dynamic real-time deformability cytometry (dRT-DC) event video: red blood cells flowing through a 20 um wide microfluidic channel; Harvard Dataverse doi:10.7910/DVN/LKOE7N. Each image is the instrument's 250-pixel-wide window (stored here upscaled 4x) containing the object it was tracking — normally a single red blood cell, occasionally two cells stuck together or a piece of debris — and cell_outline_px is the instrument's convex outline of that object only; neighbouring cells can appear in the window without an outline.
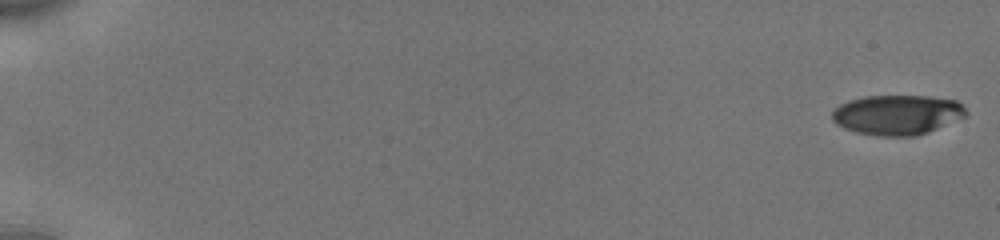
{"species": "human", "species_latin": "Homo sapiens", "temperature_condition": "cold", "stored_images_in_passage": 55, "camera_frame_rate_fps": 3000, "um_per_image_px": 0.085, "donor": {"sex": "male"}, "frame": {"image": 1, "passage_image": 1, "time_ms": 0.0, "image_size_px": [1000, 240], "cell_outline_px": [[968, 112], [964, 116], [928, 132], [916, 136], [876, 136], [856, 132], [844, 128], [836, 124], [832, 120], [832, 108], [848, 100], [864, 96], [928, 96], [956, 100]], "centroid_in_image_um": [76.2, 9.75], "position_along_channel_um": 8.8, "area_um2": 31.15}}
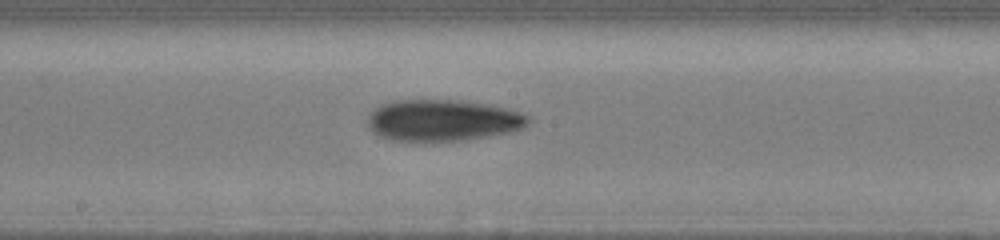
{"frame": {"image": 2, "passage_image": 32, "time_ms": 10.333, "image_size_px": [1000, 240], "cell_outline_px": [[528, 124], [524, 128], [512, 132], [464, 140], [432, 144], [392, 140], [380, 136], [372, 132], [368, 128], [368, 116], [376, 108], [384, 104], [396, 100], [464, 100], [488, 104], [520, 112], [528, 116]], "centroid_in_image_um": [37.62, 10.27], "position_along_channel_um": 210.6, "area_um2": 39.59}}
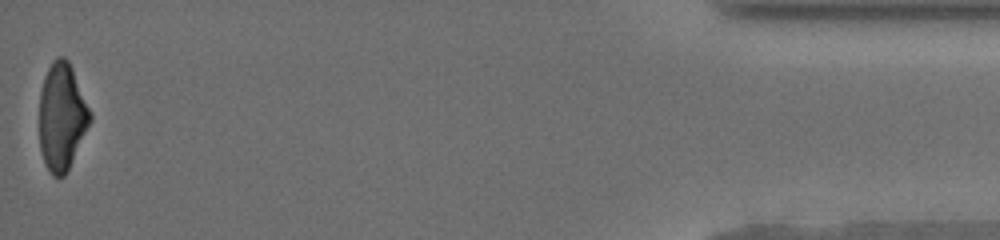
{"frame": {"image": 3, "passage_image": 55, "time_ms": 18.0, "image_size_px": [1000, 240], "cell_outline_px": [[92, 120], [64, 176], [52, 176], [44, 160], [40, 148], [40, 92], [44, 76], [52, 60], [56, 56], [64, 56], [68, 60], [72, 68], [92, 112]], "centroid_in_image_um": [5.27, 9.87], "position_along_channel_um": 429.9, "area_um2": 31.56}, "authors_computed_cell_mechanics": {"area_um2": 35.0846, "velocity_mm_per_s": 3.8764, "shape_relaxation_time_tau1_ms": 5.8583, "shape_relaxation_time_tau2_ms": 3.5065, "deformation_change_tau1": 0.1748, "deformation_change_tau2": 0.1103}}